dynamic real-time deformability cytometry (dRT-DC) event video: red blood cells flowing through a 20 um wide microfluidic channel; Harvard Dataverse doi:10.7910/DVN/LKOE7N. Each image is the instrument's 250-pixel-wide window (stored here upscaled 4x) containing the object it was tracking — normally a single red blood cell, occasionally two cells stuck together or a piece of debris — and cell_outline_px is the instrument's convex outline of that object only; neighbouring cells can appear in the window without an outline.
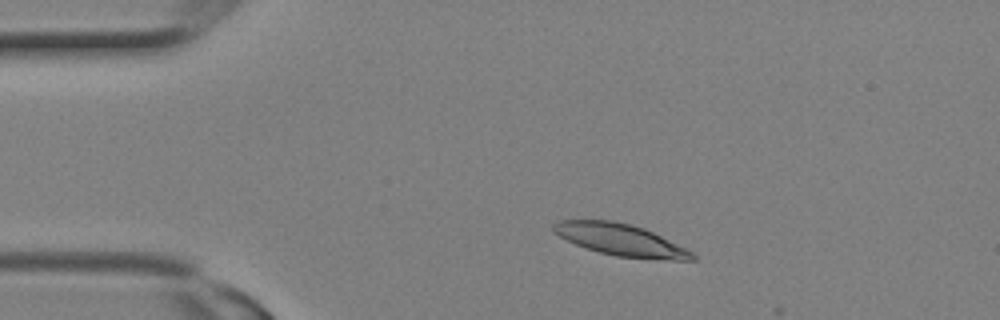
{"species": "Egyptian fruit bat (a non-hibernating species)", "species_latin": "Rousettus aegyptiacus", "temperature_condition": "room temperature", "stored_images_in_passage": 4, "camera_frame_rate_fps": 3000, "um_per_image_px": 0.085, "animal": {"sex": "female"}, "frame": {"image": 1, "passage_image": 3, "time_ms": 0.667, "image_size_px": [1000, 320], "cell_outline_px": [[696, 260], [672, 260], [616, 256], [600, 252], [576, 244], [552, 232], [552, 224], [556, 220], [612, 220], [632, 224], [644, 228], [692, 252], [696, 256]], "centroid_in_image_um": [52.71, 20.37], "position_along_channel_um": 32.3, "area_um2": 25.43}}